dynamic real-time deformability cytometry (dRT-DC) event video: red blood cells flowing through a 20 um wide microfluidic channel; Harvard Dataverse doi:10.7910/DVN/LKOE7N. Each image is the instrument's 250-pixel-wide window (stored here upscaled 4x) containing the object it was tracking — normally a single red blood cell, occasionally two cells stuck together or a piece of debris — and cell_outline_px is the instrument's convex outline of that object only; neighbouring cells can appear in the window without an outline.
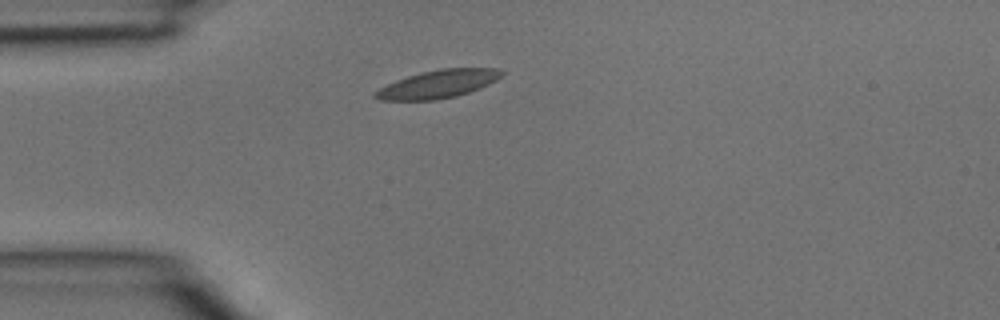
{"species": "common noctule bat (a hibernating species)", "species_latin": "Nyctalus noctula", "temperature_condition": "room temperature", "stored_images_in_passage": 3, "camera_frame_rate_fps": 3000, "um_per_image_px": 0.085, "animal": {"sex": "male", "body_mass_g": 15.6}, "frame": {"image": 1, "passage_image": 3, "time_ms": 0.667, "image_size_px": [1000, 320], "cell_outline_px": [[504, 72], [496, 80], [480, 88], [456, 96], [436, 100], [380, 100], [372, 96], [372, 92], [396, 80], [420, 72], [440, 68], [500, 68]], "centroid_in_image_um": [37.21, 7.14], "position_along_channel_um": 47.8, "area_um2": 20.63}}